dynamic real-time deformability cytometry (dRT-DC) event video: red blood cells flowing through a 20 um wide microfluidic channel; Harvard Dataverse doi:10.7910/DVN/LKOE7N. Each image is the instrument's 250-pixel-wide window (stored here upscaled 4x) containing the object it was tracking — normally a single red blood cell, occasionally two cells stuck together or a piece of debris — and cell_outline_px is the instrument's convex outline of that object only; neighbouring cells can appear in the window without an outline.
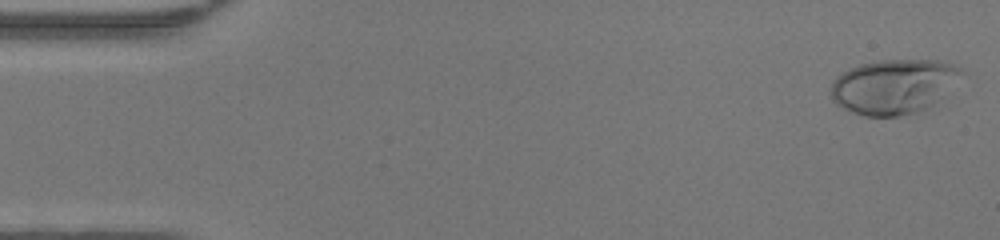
{"species": "human", "species_latin": "Homo sapiens", "temperature_condition": "warm", "stored_images_in_passage": 47, "camera_frame_rate_fps": 3000, "um_per_image_px": 0.085, "donor": {"sex": "female"}, "frame": {"image": 1, "passage_image": 1, "time_ms": 0.0, "image_size_px": [1000, 240], "cell_outline_px": [[960, 72], [944, 96], [928, 108], [916, 112], [900, 116], [864, 116], [852, 112], [836, 104], [832, 100], [832, 84], [836, 76], [860, 64], [880, 60], [940, 60], [952, 64], [960, 68]], "centroid_in_image_um": [75.93, 7.36], "position_along_channel_um": 9.1, "area_um2": 41.1}}
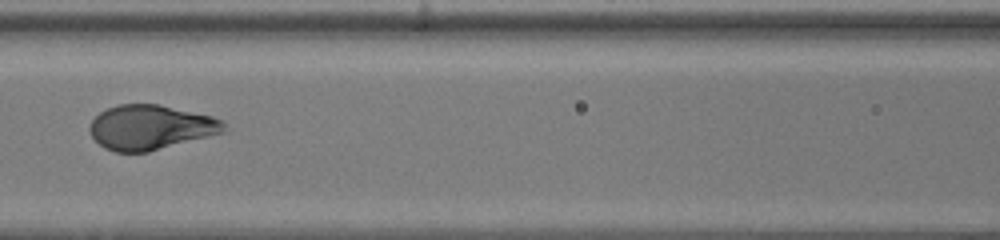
{"frame": {"image": 2, "passage_image": 21, "time_ms": 6.667, "image_size_px": [1000, 240], "cell_outline_px": [[224, 132], [148, 152], [116, 152], [104, 148], [88, 132], [88, 124], [100, 112], [116, 104], [160, 104], [212, 116], [224, 120]], "centroid_in_image_um": [12.77, 10.81], "position_along_channel_um": 153.8, "area_um2": 34.97}}
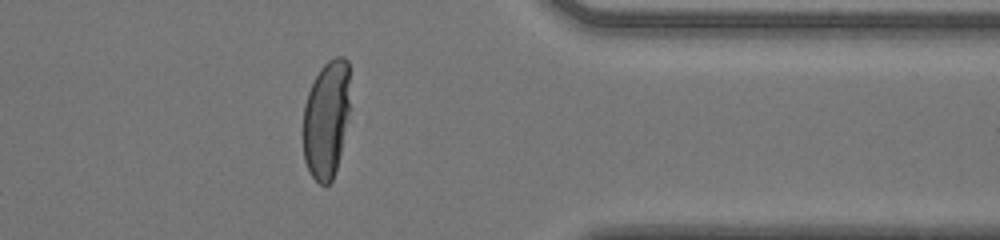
{"frame": {"image": 3, "passage_image": 38, "time_ms": 12.333, "image_size_px": [1000, 240], "cell_outline_px": [[348, 112], [340, 152], [336, 168], [332, 180], [328, 184], [320, 184], [312, 176], [304, 160], [304, 104], [308, 92], [320, 68], [328, 60], [336, 56], [344, 56], [348, 60]], "centroid_in_image_um": [27.72, 10.1], "position_along_channel_um": 383.7, "area_um2": 31.56}, "authors_computed_cell_mechanics": {"area_um2": 35.7204, "velocity_mm_per_s": 4.3181, "shape_relaxation_time_tau1_ms": 3.8879, "shape_relaxation_time_tau2_ms": null, "deformation_change_tau1": 0.2311, "deformation_change_tau2": null}}